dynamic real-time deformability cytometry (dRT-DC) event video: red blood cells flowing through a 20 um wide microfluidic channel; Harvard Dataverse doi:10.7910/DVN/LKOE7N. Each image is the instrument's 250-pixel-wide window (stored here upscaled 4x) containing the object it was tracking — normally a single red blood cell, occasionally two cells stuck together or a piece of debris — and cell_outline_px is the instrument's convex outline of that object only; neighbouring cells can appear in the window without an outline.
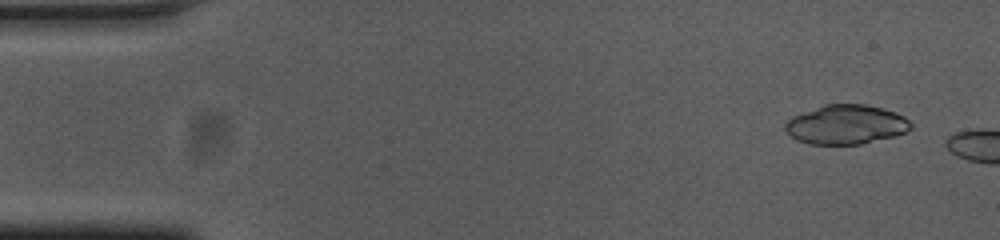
{"species": "common noctule bat (a hibernating species)", "species_latin": "Nyctalus noctula", "temperature_condition": "cold", "stored_images_in_passage": 6, "camera_frame_rate_fps": 3000, "um_per_image_px": 0.085, "animal": {"sex": "female", "body_mass_g": 23.0, "forearm_length_mm": 53.4}, "frame": {"image": 1, "passage_image": 3, "time_ms": 0.667, "image_size_px": [1000, 240], "cell_outline_px": [[912, 128], [904, 132], [892, 136], [860, 144], [808, 144], [796, 140], [784, 128], [784, 124], [792, 116], [824, 104], [864, 104], [896, 112], [904, 116], [912, 124]], "centroid_in_image_um": [71.89, 10.58], "position_along_channel_um": 13.1, "area_um2": 28.61}}